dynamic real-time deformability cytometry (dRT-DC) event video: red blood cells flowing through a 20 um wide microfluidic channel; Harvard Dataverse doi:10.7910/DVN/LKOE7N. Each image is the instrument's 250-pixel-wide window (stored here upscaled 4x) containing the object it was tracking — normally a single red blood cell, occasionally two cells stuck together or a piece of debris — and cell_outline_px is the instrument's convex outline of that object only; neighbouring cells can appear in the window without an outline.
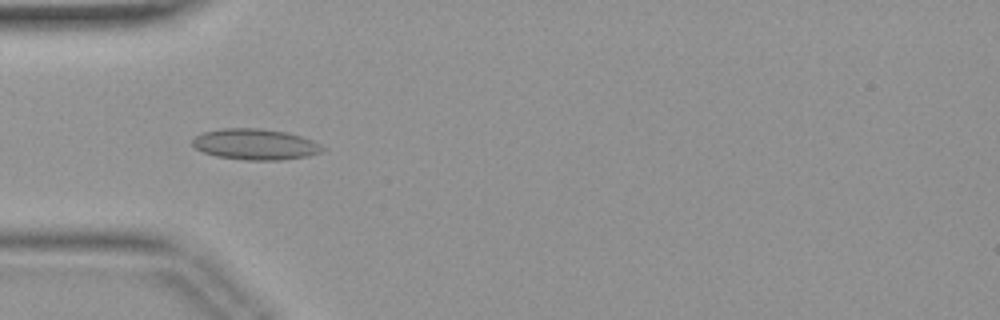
{"species": "common noctule bat (a hibernating species)", "species_latin": "Nyctalus noctula", "temperature_condition": "warm", "stored_images_in_passage": 41, "camera_frame_rate_fps": 3000, "um_per_image_px": 0.085, "animal": {"sex": "female", "body_mass_g": 19.9}, "frame": {"image": 1, "passage_image": 12, "time_ms": 3.667, "image_size_px": [1000, 320], "cell_outline_px": [[328, 148], [320, 152], [308, 156], [280, 160], [244, 160], [216, 156], [204, 152], [196, 148], [192, 144], [192, 140], [196, 136], [204, 132], [220, 128], [260, 128], [288, 132], [312, 140]], "centroid_in_image_um": [21.72, 12.26], "position_along_channel_um": 63.3, "area_um2": 23.52}}